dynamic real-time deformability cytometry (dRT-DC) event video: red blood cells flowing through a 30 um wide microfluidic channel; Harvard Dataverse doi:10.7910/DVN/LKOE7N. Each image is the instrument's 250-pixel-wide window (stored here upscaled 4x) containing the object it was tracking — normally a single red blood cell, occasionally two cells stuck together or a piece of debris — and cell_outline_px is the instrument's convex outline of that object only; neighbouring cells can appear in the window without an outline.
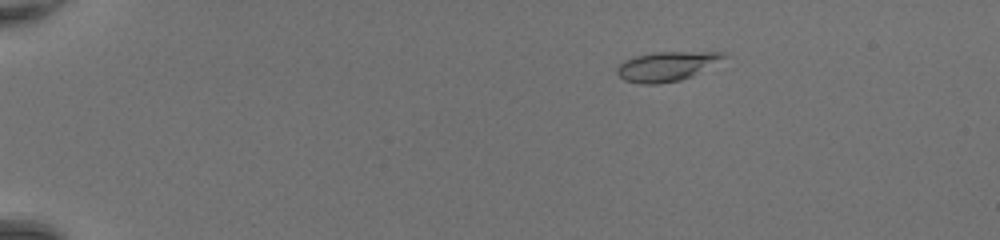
{"species": "common noctule bat (a hibernating species)", "species_latin": "Nyctalus noctula", "temperature_condition": "room temperature", "stored_images_in_passage": 41, "camera_frame_rate_fps": 3000, "um_per_image_px": 0.085, "animal": {"sex": "female", "body_mass_g": 20.0, "forearm_length_mm": 54.0}, "frame": {"image": 1, "passage_image": 1, "time_ms": 0.0, "image_size_px": [1000, 240], "cell_outline_px": [[728, 56], [692, 76], [680, 80], [656, 84], [640, 84], [624, 80], [616, 72], [616, 68], [624, 60], [636, 56], [656, 52], [724, 52]], "centroid_in_image_um": [56.64, 5.64], "position_along_channel_um": 28.4, "area_um2": 18.09}}
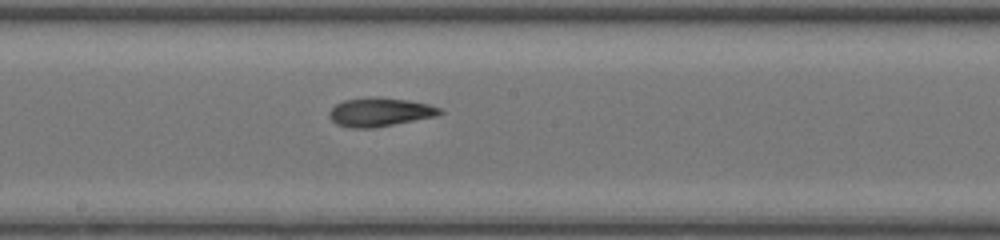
{"frame": {"image": 2, "passage_image": 21, "time_ms": 6.667, "image_size_px": [1000, 240], "cell_outline_px": [[444, 112], [436, 116], [376, 128], [352, 128], [336, 124], [328, 116], [328, 112], [336, 104], [344, 100], [372, 96], [380, 96], [408, 100], [428, 104], [440, 108]], "centroid_in_image_um": [32.28, 9.52], "position_along_channel_um": 215.9, "area_um2": 18.73}}
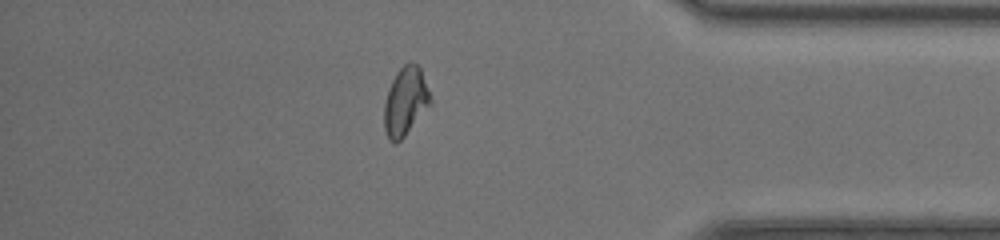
{"frame": {"image": 3, "passage_image": 35, "time_ms": 11.333, "image_size_px": [1000, 240], "cell_outline_px": [[432, 104], [404, 136], [396, 144], [392, 144], [388, 140], [384, 128], [384, 104], [388, 88], [396, 72], [408, 60], [412, 60], [420, 68], [432, 96]], "centroid_in_image_um": [34.47, 8.61], "position_along_channel_um": 400.7, "area_um2": 18.84}, "authors_computed_cell_mechanics": {"area_um2": 18.207, "velocity_mm_per_s": 4.4142, "shape_relaxation_time_tau1_ms": 7.2111, "shape_relaxation_time_tau2_ms": 1.4815, "deformation_change_tau1": 0.2197, "deformation_change_tau2": 0.0806}}